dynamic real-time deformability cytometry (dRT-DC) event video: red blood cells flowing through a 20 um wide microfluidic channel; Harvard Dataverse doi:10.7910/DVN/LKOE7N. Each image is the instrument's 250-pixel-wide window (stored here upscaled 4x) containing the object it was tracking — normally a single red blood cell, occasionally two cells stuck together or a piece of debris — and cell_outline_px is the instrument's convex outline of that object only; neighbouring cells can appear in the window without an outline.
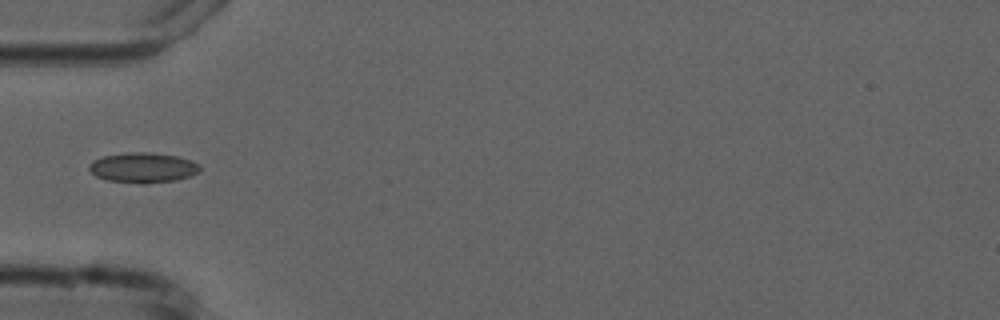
{"species": "common noctule bat (a hibernating species)", "species_latin": "Nyctalus noctula", "temperature_condition": "cold", "stored_images_in_passage": 6, "camera_frame_rate_fps": 3000, "um_per_image_px": 0.085, "animal": {"sex": "male", "forearm_length_mm": 52.5}, "frame": {"image": 1, "passage_image": 6, "time_ms": 6.667, "image_size_px": [1000, 320], "cell_outline_px": [[200, 172], [192, 176], [176, 180], [144, 184], [140, 184], [108, 180], [96, 176], [88, 168], [88, 164], [92, 160], [104, 156], [128, 152], [144, 152], [176, 156], [192, 160], [200, 164]], "centroid_in_image_um": [12.17, 14.26], "position_along_channel_um": 72.8, "area_um2": 19.59}}